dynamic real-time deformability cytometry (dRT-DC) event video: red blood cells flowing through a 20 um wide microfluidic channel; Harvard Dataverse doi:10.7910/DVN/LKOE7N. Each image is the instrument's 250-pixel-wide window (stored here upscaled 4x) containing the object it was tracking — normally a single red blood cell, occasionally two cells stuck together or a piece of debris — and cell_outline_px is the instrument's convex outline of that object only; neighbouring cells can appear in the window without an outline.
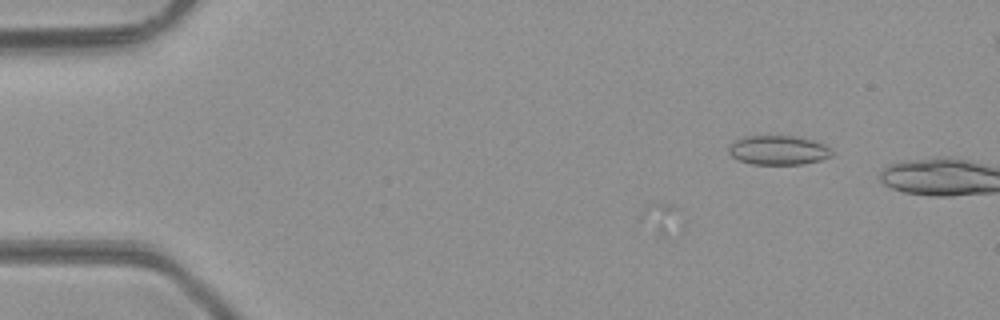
{"species": "common noctule bat (a hibernating species)", "species_latin": "Nyctalus noctula", "temperature_condition": "room temperature", "stored_images_in_passage": 6, "camera_frame_rate_fps": 3000, "um_per_image_px": 0.085, "animal": {"sex": "male", "body_mass_g": 23.1, "forearm_length_mm": 52.7}, "frame": {"image": 1, "passage_image": 4, "time_ms": 1.0, "image_size_px": [1000, 320], "cell_outline_px": [[832, 156], [820, 160], [804, 164], [752, 164], [740, 160], [732, 156], [728, 152], [728, 144], [732, 140], [744, 136], [796, 136], [812, 140], [824, 144], [832, 152]], "centroid_in_image_um": [66.11, 12.75], "position_along_channel_um": 18.9, "area_um2": 17.69}}